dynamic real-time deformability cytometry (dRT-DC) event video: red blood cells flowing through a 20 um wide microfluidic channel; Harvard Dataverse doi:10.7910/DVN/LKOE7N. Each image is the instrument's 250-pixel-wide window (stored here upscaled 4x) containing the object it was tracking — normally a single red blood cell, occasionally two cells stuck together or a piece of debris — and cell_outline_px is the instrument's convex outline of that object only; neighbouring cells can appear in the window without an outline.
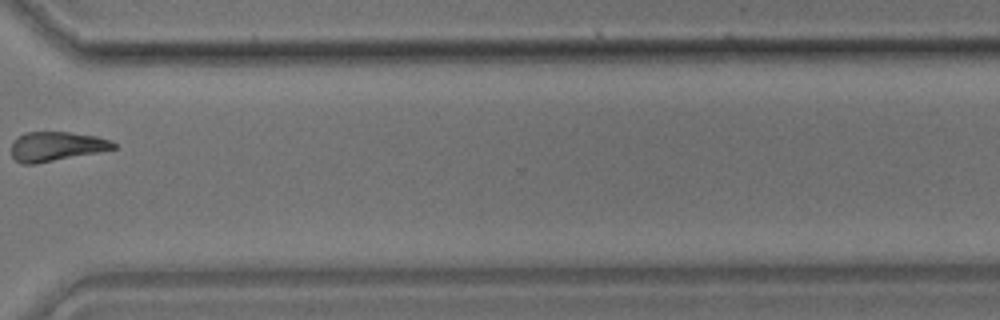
{"species": "common noctule bat (a hibernating species)", "species_latin": "Nyctalus noctula", "temperature_condition": "room temperature", "stored_images_in_passage": 26, "camera_frame_rate_fps": 3000, "um_per_image_px": 0.085, "animal": {"sex": "male", "body_mass_g": 17.9}, "frame": {"image": 1, "passage_image": 19, "time_ms": 6.0, "image_size_px": [1000, 320], "cell_outline_px": [[116, 148], [36, 164], [20, 164], [12, 156], [12, 140], [24, 132], [68, 132], [96, 136], [108, 140], [116, 144]], "centroid_in_image_um": [4.72, 12.44], "position_along_channel_um": 365.9, "area_um2": 17.34}}